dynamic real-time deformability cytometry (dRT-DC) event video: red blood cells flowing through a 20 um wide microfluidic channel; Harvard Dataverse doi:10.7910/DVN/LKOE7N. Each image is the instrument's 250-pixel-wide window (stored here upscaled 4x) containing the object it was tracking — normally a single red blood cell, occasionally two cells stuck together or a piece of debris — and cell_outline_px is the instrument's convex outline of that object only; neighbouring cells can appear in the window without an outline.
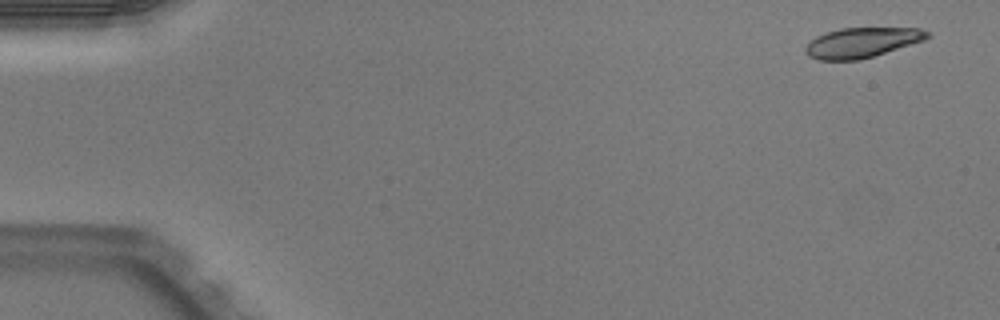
{"species": "Egyptian fruit bat (a non-hibernating species)", "species_latin": "Rousettus aegyptiacus", "temperature_condition": "warm", "stored_images_in_passage": 49, "camera_frame_rate_fps": 3000, "um_per_image_px": 0.085, "animal": {"sex": "male"}, "frame": {"image": 1, "passage_image": 1, "time_ms": 0.0, "image_size_px": [1000, 320], "cell_outline_px": [[932, 36], [924, 40], [860, 60], [820, 60], [808, 56], [804, 52], [804, 48], [816, 36], [840, 28], [920, 28], [932, 32]], "centroid_in_image_um": [73.28, 3.61], "position_along_channel_um": 11.7, "area_um2": 21.27}}
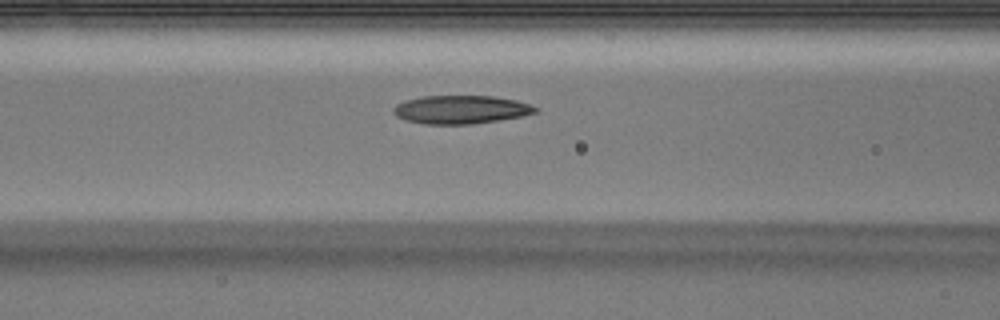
{"frame": {"image": 2, "passage_image": 20, "time_ms": 6.333, "image_size_px": [1000, 320], "cell_outline_px": [[540, 108], [536, 112], [524, 116], [500, 120], [472, 124], [424, 124], [404, 120], [396, 116], [392, 112], [392, 108], [396, 104], [404, 100], [420, 96], [492, 96], [516, 100], [532, 104]], "centroid_in_image_um": [39.17, 9.31], "position_along_channel_um": 127.4, "area_um2": 23.81}}
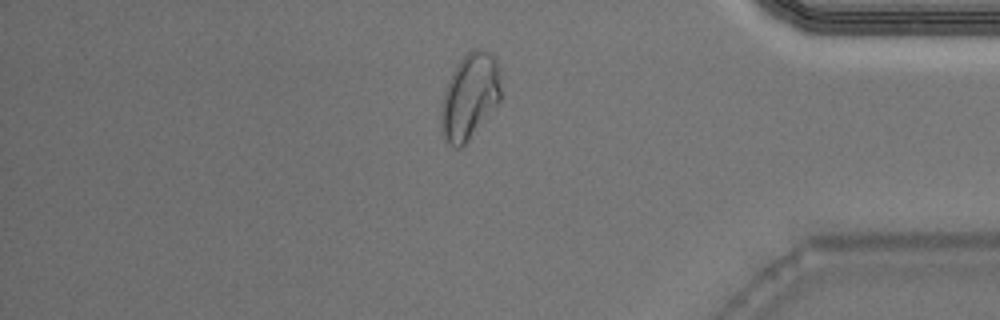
{"frame": {"image": 3, "passage_image": 42, "time_ms": 13.667, "image_size_px": [1000, 320], "cell_outline_px": [[500, 100], [464, 144], [460, 148], [456, 148], [444, 136], [440, 120], [440, 108], [444, 92], [452, 72], [460, 60], [472, 48], [484, 48], [492, 52], [496, 60], [500, 72]], "centroid_in_image_um": [39.93, 8.11], "position_along_channel_um": 395.3, "area_um2": 29.54}, "authors_computed_cell_mechanics": {"area_um2": 23.3512, "velocity_mm_per_s": 3.9831, "shape_relaxation_time_tau1_ms": null, "shape_relaxation_time_tau2_ms": 3.1911, "deformation_change_tau1": null, "deformation_change_tau2": 0.0933}}